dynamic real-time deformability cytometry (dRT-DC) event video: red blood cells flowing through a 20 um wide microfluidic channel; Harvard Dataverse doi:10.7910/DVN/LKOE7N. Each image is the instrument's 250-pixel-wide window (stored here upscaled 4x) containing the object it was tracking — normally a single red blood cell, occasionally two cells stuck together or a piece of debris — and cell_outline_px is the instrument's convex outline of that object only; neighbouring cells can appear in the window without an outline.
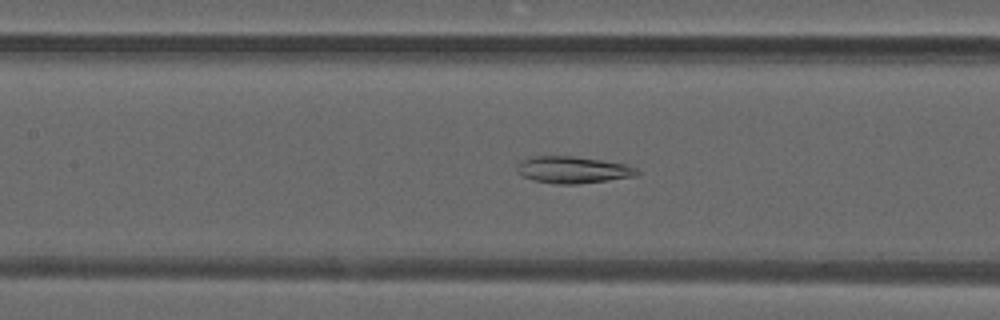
{"species": "common noctule bat (a hibernating species)", "species_latin": "Nyctalus noctula", "temperature_condition": "warm", "stored_images_in_passage": 49, "camera_frame_rate_fps": 3000, "um_per_image_px": 0.085, "animal": {"sex": "male", "forearm_length_mm": 52.5}, "frame": {"image": 1, "passage_image": 23, "time_ms": 7.333, "image_size_px": [1000, 320], "cell_outline_px": [[640, 172], [636, 176], [608, 180], [576, 184], [556, 184], [532, 180], [516, 172], [516, 164], [520, 160], [532, 156], [572, 156], [628, 164], [636, 168]], "centroid_in_image_um": [48.66, 14.43], "position_along_channel_um": 158.7, "area_um2": 18.9}}
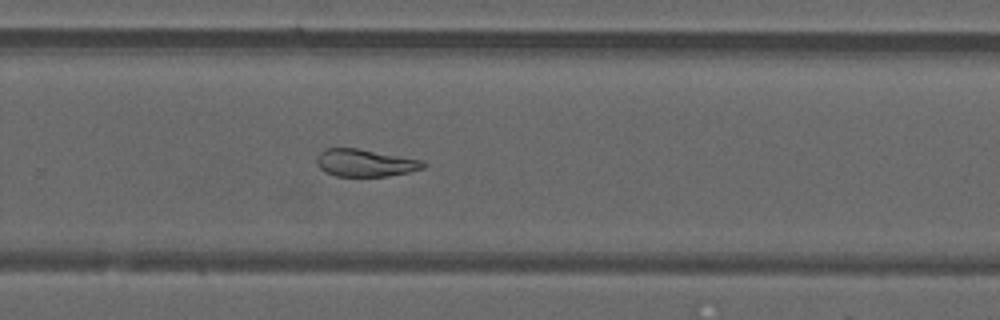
{"frame": {"image": 2, "passage_image": 33, "time_ms": 10.667, "image_size_px": [1000, 320], "cell_outline_px": [[428, 164], [424, 168], [408, 172], [388, 176], [336, 176], [324, 172], [316, 164], [316, 156], [324, 148], [356, 148], [424, 160]], "centroid_in_image_um": [31.03, 13.84], "position_along_channel_um": 298.8, "area_um2": 17.17}}
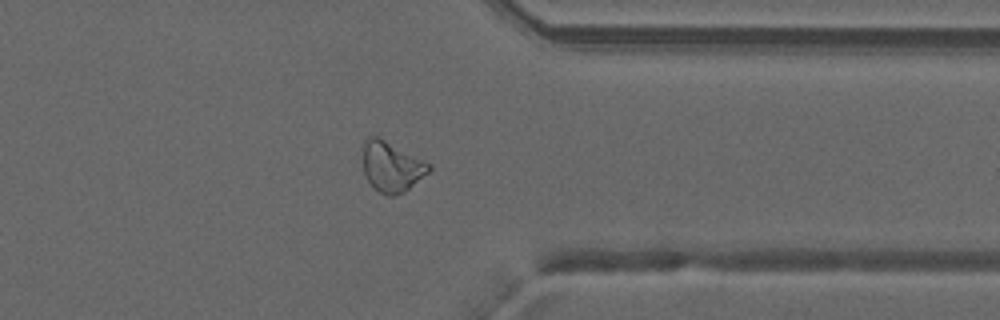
{"frame": {"image": 3, "passage_image": 39, "time_ms": 12.667, "image_size_px": [1000, 320], "cell_outline_px": [[432, 168], [428, 172], [404, 192], [392, 196], [388, 196], [372, 188], [364, 172], [364, 140], [368, 136], [376, 136], [432, 164]], "centroid_in_image_um": [33.28, 14.18], "position_along_channel_um": 378.1, "area_um2": 19.02}, "authors_computed_cell_mechanics": {"area_um2": 21.8484, "velocity_mm_per_s": 4.2184, "shape_relaxation_time_tau1_ms": null, "shape_relaxation_time_tau2_ms": 5.1603, "deformation_change_tau1": null, "deformation_change_tau2": 0.1152}}